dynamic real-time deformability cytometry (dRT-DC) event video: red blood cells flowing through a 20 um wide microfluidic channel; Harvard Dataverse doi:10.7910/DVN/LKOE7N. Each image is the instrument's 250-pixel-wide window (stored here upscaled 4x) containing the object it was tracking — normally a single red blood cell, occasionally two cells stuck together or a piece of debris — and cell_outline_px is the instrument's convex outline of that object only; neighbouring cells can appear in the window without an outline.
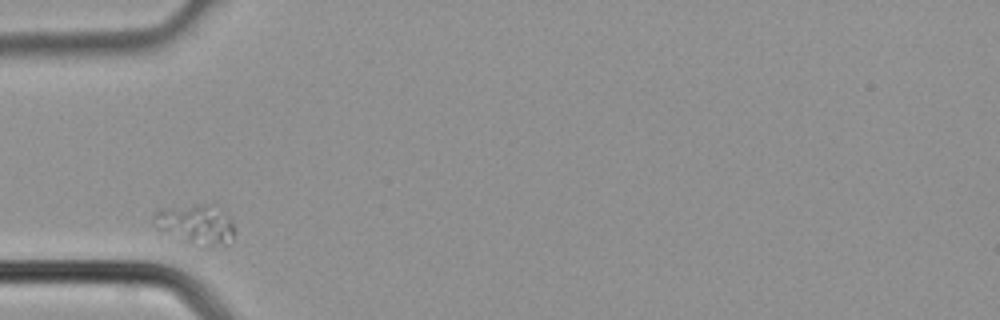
{"species": "common noctule bat (a hibernating species)", "species_latin": "Nyctalus noctula", "temperature_condition": "cold", "stored_images_in_passage": 2, "camera_frame_rate_fps": 3000, "um_per_image_px": 0.085, "animal": {"sex": "male", "body_mass_g": 21.5, "forearm_length_mm": 52.0}, "frame": {"image": 1, "passage_image": 1, "time_ms": 0.0, "image_size_px": [1000, 320], "cell_outline_px": [[232, 236], [228, 244], [204, 248], [200, 248], [156, 228], [152, 220], [152, 216], [160, 208], [212, 200], [228, 216], [232, 224]], "centroid_in_image_um": [16.63, 19.01], "position_along_channel_um": 68.4, "area_um2": 19.59}}
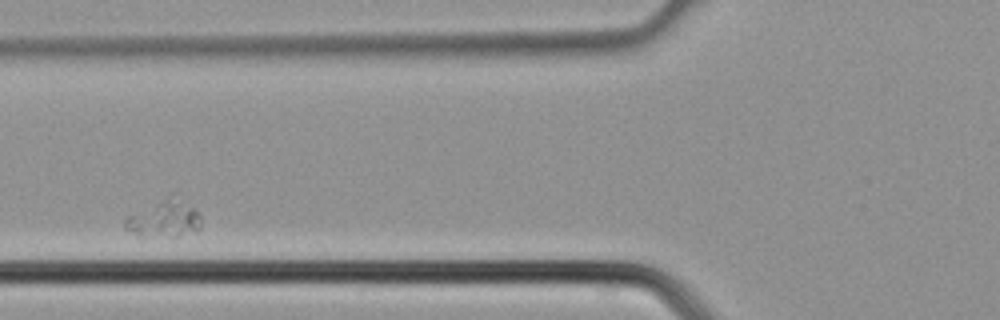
{"frame": {"image": 2, "passage_image": 2, "time_ms": 0.333, "image_size_px": [1000, 320], "cell_outline_px": [[200, 228], [176, 236], [172, 236], [136, 232], [124, 228], [124, 220], [128, 216], [168, 196], [196, 208], [200, 216]], "centroid_in_image_um": [13.99, 18.58], "position_along_channel_um": 111.8, "area_um2": 15.03}}